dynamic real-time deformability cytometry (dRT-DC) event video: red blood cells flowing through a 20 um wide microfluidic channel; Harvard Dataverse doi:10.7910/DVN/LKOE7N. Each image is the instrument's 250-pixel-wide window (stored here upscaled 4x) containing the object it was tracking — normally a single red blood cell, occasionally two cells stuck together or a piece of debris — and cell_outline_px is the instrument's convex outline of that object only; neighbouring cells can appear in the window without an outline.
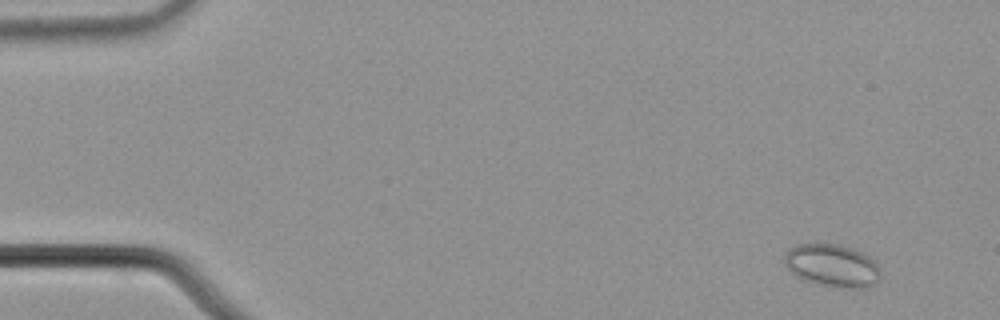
{"species": "common noctule bat (a hibernating species)", "species_latin": "Nyctalus noctula", "temperature_condition": "cold", "stored_images_in_passage": 59, "camera_frame_rate_fps": 3000, "um_per_image_px": 0.085, "animal": {"sex": "male", "body_mass_g": 21.5, "forearm_length_mm": 52.0}, "frame": {"image": 1, "passage_image": 5, "time_ms": 1.333, "image_size_px": [1000, 320], "cell_outline_px": [[880, 280], [876, 284], [868, 288], [840, 288], [816, 284], [804, 280], [796, 276], [784, 264], [784, 252], [788, 248], [796, 244], [816, 240], [840, 244], [864, 252], [880, 268]], "centroid_in_image_um": [70.71, 22.53], "position_along_channel_um": 14.3, "area_um2": 25.03}}
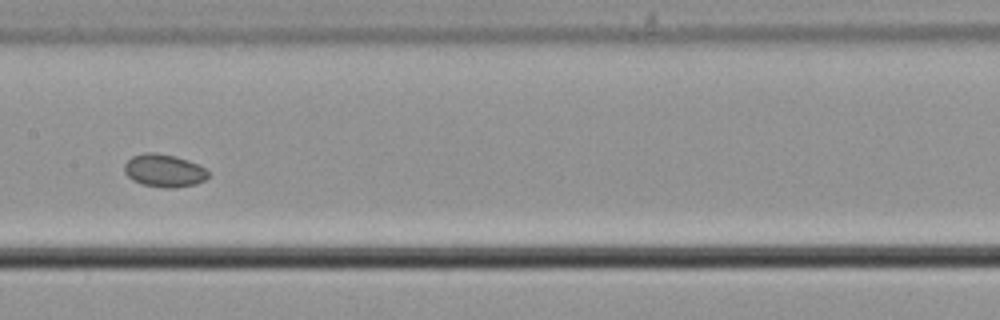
{"frame": {"image": 2, "passage_image": 31, "time_ms": 10.0, "image_size_px": [1000, 320], "cell_outline_px": [[208, 176], [204, 180], [196, 184], [176, 188], [164, 188], [144, 184], [132, 180], [124, 172], [124, 164], [132, 156], [144, 152], [152, 152], [176, 156], [188, 160], [204, 168], [208, 172]], "centroid_in_image_um": [13.93, 14.5], "position_along_channel_um": 193.5, "area_um2": 16.01}}
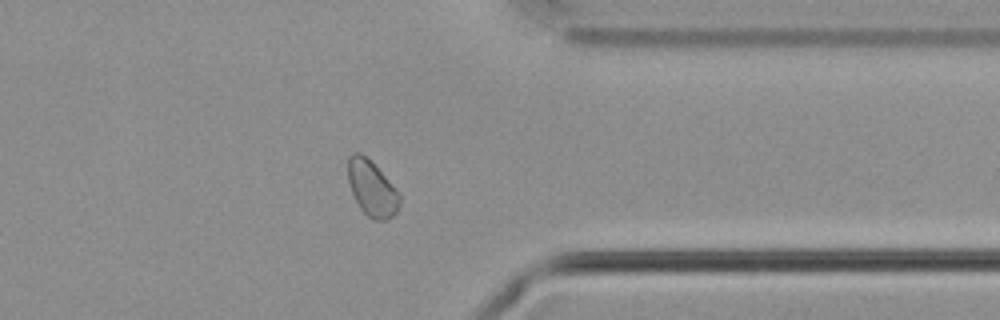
{"frame": {"image": 3, "passage_image": 47, "time_ms": 15.333, "image_size_px": [1000, 320], "cell_outline_px": [[400, 204], [396, 212], [388, 220], [376, 220], [368, 216], [360, 208], [352, 192], [348, 180], [348, 156], [352, 152], [360, 152], [384, 176], [400, 196]], "centroid_in_image_um": [31.59, 16.04], "position_along_channel_um": 379.8, "area_um2": 16.18}, "authors_computed_cell_mechanics": {"area_um2": 16.9932, "velocity_mm_per_s": 3.6292, "shape_relaxation_time_tau1_ms": null, "shape_relaxation_time_tau2_ms": 10.8352, "deformation_change_tau1": null, "deformation_change_tau2": 0.0521}}